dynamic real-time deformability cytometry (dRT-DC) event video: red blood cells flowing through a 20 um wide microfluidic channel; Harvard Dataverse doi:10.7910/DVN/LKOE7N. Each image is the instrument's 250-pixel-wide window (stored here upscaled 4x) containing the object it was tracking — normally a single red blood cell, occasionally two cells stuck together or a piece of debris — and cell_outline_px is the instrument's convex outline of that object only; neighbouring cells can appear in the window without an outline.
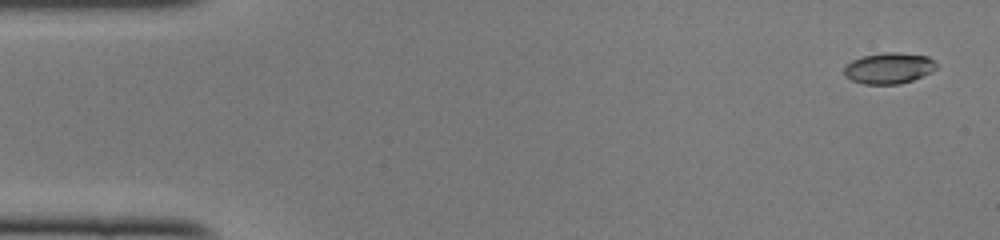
{"species": "common noctule bat (a hibernating species)", "species_latin": "Nyctalus noctula", "temperature_condition": "cold", "stored_images_in_passage": 49, "camera_frame_rate_fps": 3000, "um_per_image_px": 0.085, "animal": {"sex": "female", "body_mass_g": 22.0, "forearm_length_mm": 56.7}, "frame": {"image": 1, "passage_image": 2, "time_ms": 0.333, "image_size_px": [1000, 240], "cell_outline_px": [[936, 68], [932, 72], [912, 80], [900, 84], [864, 84], [852, 80], [844, 76], [844, 68], [852, 60], [864, 56], [884, 52], [896, 52], [928, 56], [936, 64]], "centroid_in_image_um": [75.55, 5.8], "position_along_channel_um": 9.5, "area_um2": 16.59}}
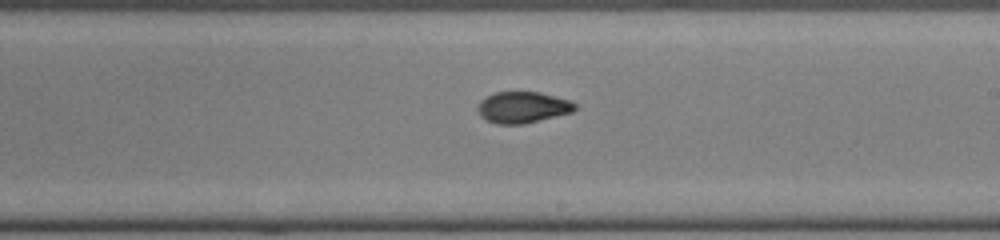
{"frame": {"image": 2, "passage_image": 28, "time_ms": 9.0, "image_size_px": [1000, 240], "cell_outline_px": [[576, 108], [572, 112], [524, 124], [496, 124], [480, 116], [476, 108], [476, 104], [480, 100], [496, 92], [540, 92], [572, 100], [576, 104]], "centroid_in_image_um": [44.42, 9.12], "position_along_channel_um": 244.6, "area_um2": 17.86}}
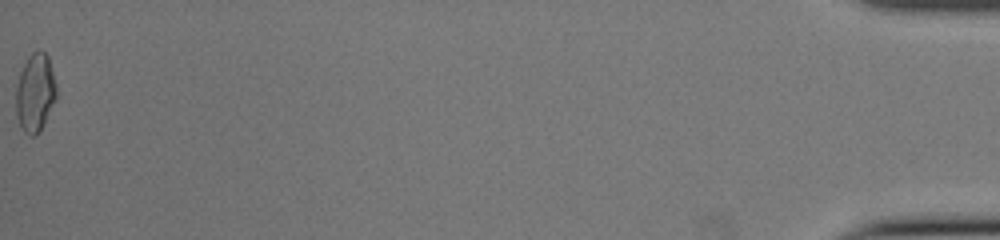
{"frame": {"image": 3, "passage_image": 49, "time_ms": 16.0, "image_size_px": [1000, 240], "cell_outline_px": [[56, 100], [40, 132], [36, 136], [28, 136], [24, 132], [16, 116], [16, 84], [20, 72], [28, 56], [32, 52], [40, 48], [48, 56], [56, 84]], "centroid_in_image_um": [2.99, 7.89], "position_along_channel_um": 432.2, "area_um2": 18.73}, "authors_computed_cell_mechanics": {"area_um2": 17.5134, "velocity_mm_per_s": 4.1159, "shape_relaxation_time_tau1_ms": 10.5535, "shape_relaxation_time_tau2_ms": 1.5384, "deformation_change_tau1": 0.2497, "deformation_change_tau2": 0.0567}}